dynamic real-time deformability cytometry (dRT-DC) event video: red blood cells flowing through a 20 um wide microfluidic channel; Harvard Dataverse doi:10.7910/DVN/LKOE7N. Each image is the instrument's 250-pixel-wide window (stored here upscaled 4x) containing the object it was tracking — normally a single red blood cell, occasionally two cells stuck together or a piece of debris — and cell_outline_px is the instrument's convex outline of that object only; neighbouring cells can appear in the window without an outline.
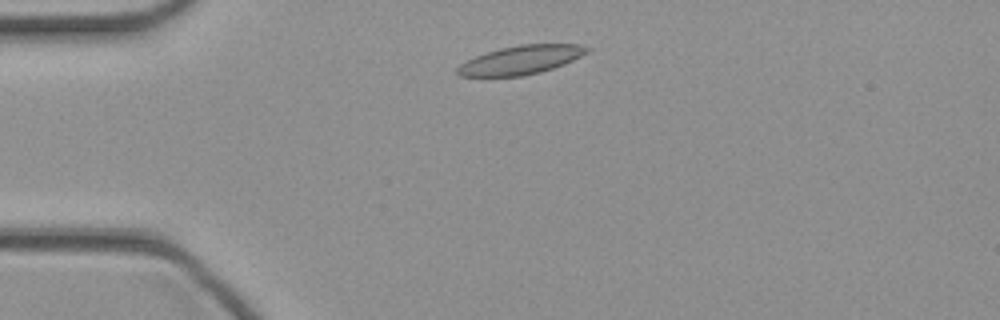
{"species": "common noctule bat (a hibernating species)", "species_latin": "Nyctalus noctula", "temperature_condition": "cold", "stored_images_in_passage": 39, "camera_frame_rate_fps": 3000, "um_per_image_px": 0.085, "animal": {"sex": "female", "body_mass_g": 21.9}, "frame": {"image": 1, "passage_image": 4, "time_ms": 1.0, "image_size_px": [1000, 320], "cell_outline_px": [[592, 48], [588, 52], [564, 64], [540, 72], [520, 76], [460, 76], [456, 72], [456, 68], [460, 64], [476, 56], [500, 48], [520, 44], [580, 44]], "centroid_in_image_um": [44.29, 5.09], "position_along_channel_um": 40.7, "area_um2": 21.5}}
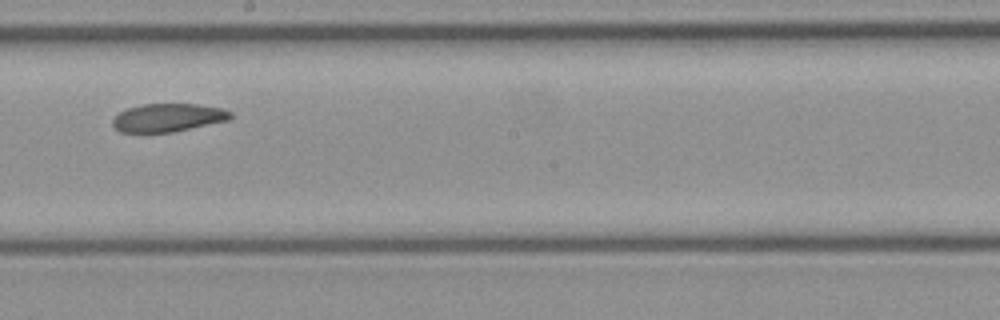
{"frame": {"image": 2, "passage_image": 19, "time_ms": 6.0, "image_size_px": [1000, 320], "cell_outline_px": [[232, 116], [228, 120], [172, 132], [120, 132], [112, 124], [112, 120], [120, 112], [128, 108], [140, 104], [196, 104], [220, 108], [232, 112]], "centroid_in_image_um": [14.26, 9.99], "position_along_channel_um": 233.9, "area_um2": 19.13}}
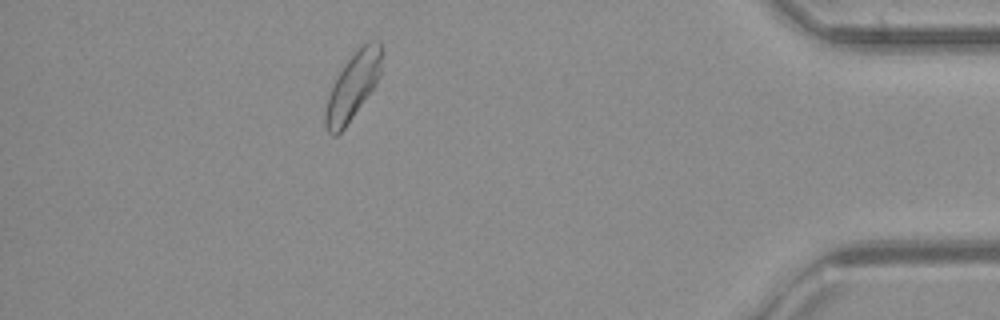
{"frame": {"image": 3, "passage_image": 34, "time_ms": 11.0, "image_size_px": [1000, 320], "cell_outline_px": [[380, 76], [376, 84], [344, 128], [336, 136], [332, 136], [328, 132], [324, 124], [324, 112], [328, 96], [332, 84], [344, 64], [364, 44], [372, 40], [380, 40]], "centroid_in_image_um": [29.95, 7.37], "position_along_channel_um": 405.3, "area_um2": 21.39}}